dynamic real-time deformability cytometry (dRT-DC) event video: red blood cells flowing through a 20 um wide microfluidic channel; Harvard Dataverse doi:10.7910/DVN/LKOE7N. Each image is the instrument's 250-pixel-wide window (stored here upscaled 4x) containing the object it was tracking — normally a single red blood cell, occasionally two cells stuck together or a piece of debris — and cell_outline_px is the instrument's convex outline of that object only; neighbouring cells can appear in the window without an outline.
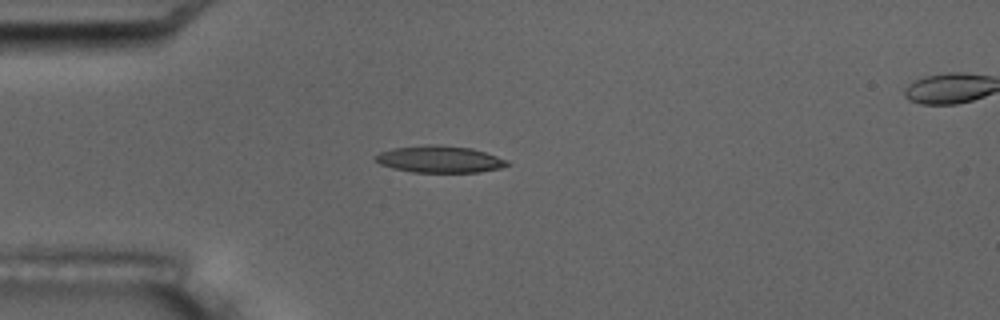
{"species": "common noctule bat (a hibernating species)", "species_latin": "Nyctalus noctula", "temperature_condition": "room temperature", "stored_images_in_passage": 7, "camera_frame_rate_fps": 3000, "um_per_image_px": 0.085, "animal": {"sex": "male", "body_mass_g": 17.5, "forearm_length_mm": 52.3}, "frame": {"image": 1, "passage_image": 5, "time_ms": 4.667, "image_size_px": [1000, 320], "cell_outline_px": [[512, 164], [500, 168], [480, 172], [412, 172], [392, 168], [380, 164], [372, 156], [380, 152], [392, 148], [424, 144], [436, 144], [472, 148], [508, 160]], "centroid_in_image_um": [37.35, 13.53], "position_along_channel_um": 47.6, "area_um2": 20.81}}